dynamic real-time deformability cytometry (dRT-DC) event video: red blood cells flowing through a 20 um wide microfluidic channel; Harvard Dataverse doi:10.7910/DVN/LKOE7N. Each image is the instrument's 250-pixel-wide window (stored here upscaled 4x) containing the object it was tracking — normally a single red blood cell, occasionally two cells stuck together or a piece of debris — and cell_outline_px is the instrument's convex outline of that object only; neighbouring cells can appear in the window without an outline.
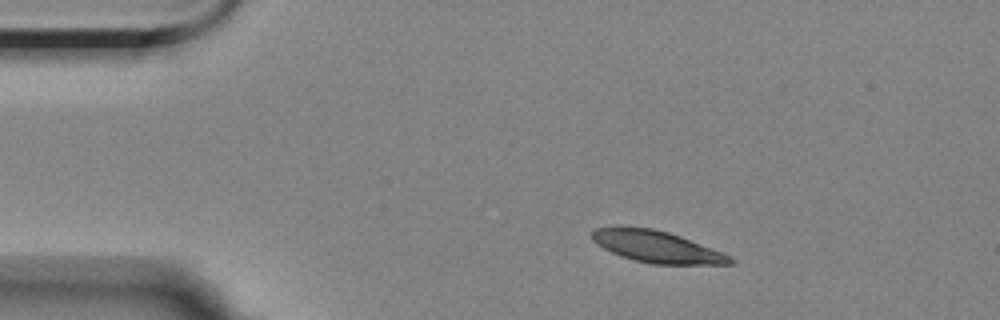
{"species": "Egyptian fruit bat (a non-hibernating species)", "species_latin": "Rousettus aegyptiacus", "temperature_condition": "room temperature", "stored_images_in_passage": 5, "camera_frame_rate_fps": 3000, "um_per_image_px": 0.085, "animal": {"sex": "female"}, "frame": {"image": 1, "passage_image": 1, "time_ms": 0.0, "image_size_px": [1000, 320], "cell_outline_px": [[736, 260], [732, 264], [652, 264], [632, 260], [620, 256], [596, 244], [592, 240], [592, 232], [596, 228], [620, 224], [652, 228], [668, 232], [680, 236], [720, 252]], "centroid_in_image_um": [55.72, 20.94], "position_along_channel_um": 29.3, "area_um2": 25.66}}
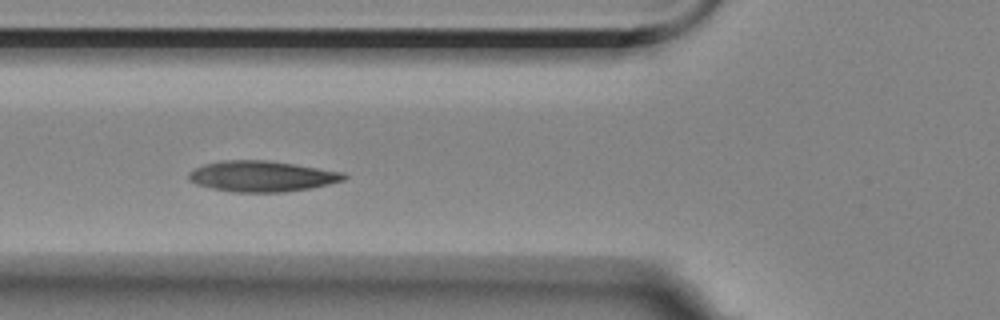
{"frame": {"image": 2, "passage_image": 4, "time_ms": 3.667, "image_size_px": [1000, 320], "cell_outline_px": [[348, 176], [344, 180], [312, 188], [284, 192], [232, 192], [212, 188], [196, 184], [188, 180], [188, 172], [204, 164], [224, 160], [264, 160], [292, 164], [344, 172]], "centroid_in_image_um": [22.24, 14.99], "position_along_channel_um": 103.6, "area_um2": 27.74}}
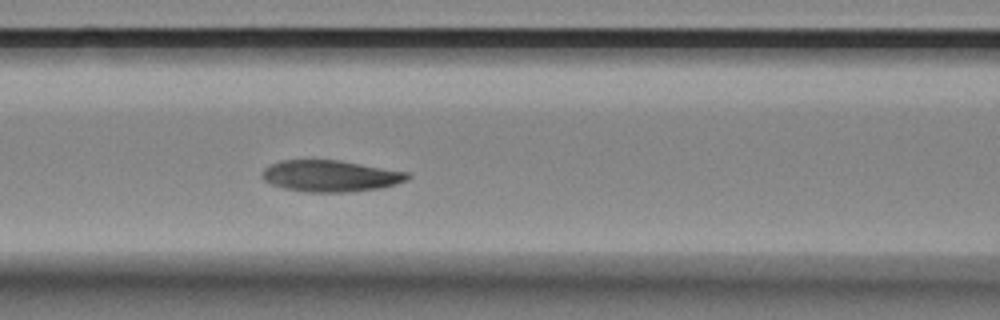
{"frame": {"image": 3, "passage_image": 5, "time_ms": 4.667, "image_size_px": [1000, 320], "cell_outline_px": [[412, 176], [408, 180], [396, 184], [380, 188], [348, 192], [308, 192], [284, 188], [272, 184], [264, 180], [260, 176], [264, 168], [280, 160], [340, 160], [408, 172]], "centroid_in_image_um": [28.1, 14.95], "position_along_channel_um": 138.5, "area_um2": 26.7}}